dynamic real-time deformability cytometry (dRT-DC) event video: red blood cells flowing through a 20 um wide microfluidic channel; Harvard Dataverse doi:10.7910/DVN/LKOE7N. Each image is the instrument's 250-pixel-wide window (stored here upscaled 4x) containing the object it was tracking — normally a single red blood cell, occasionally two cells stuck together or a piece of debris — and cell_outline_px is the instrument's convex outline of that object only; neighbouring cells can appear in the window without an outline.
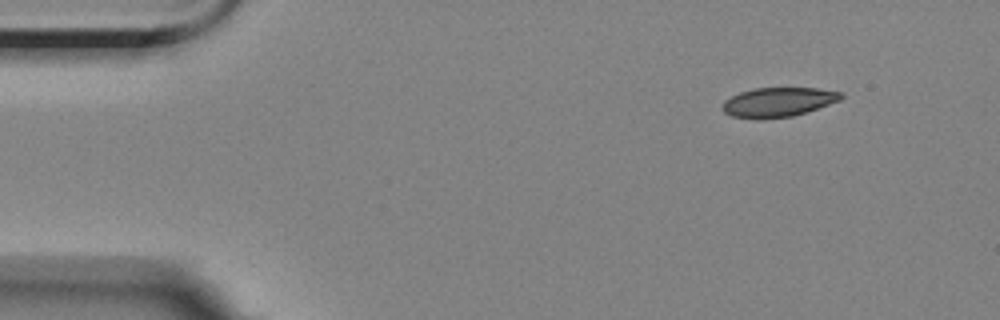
{"species": "Egyptian fruit bat (a non-hibernating species)", "species_latin": "Rousettus aegyptiacus", "temperature_condition": "room temperature", "stored_images_in_passage": 4, "camera_frame_rate_fps": 3000, "um_per_image_px": 0.085, "animal": {"sex": "female"}, "frame": {"image": 1, "passage_image": 1, "time_ms": 0.0, "image_size_px": [1000, 320], "cell_outline_px": [[844, 96], [840, 100], [792, 116], [756, 120], [732, 116], [724, 112], [720, 108], [724, 100], [740, 92], [752, 88], [816, 88], [844, 92]], "centroid_in_image_um": [66.1, 8.68], "position_along_channel_um": 18.9, "area_um2": 20.4}}
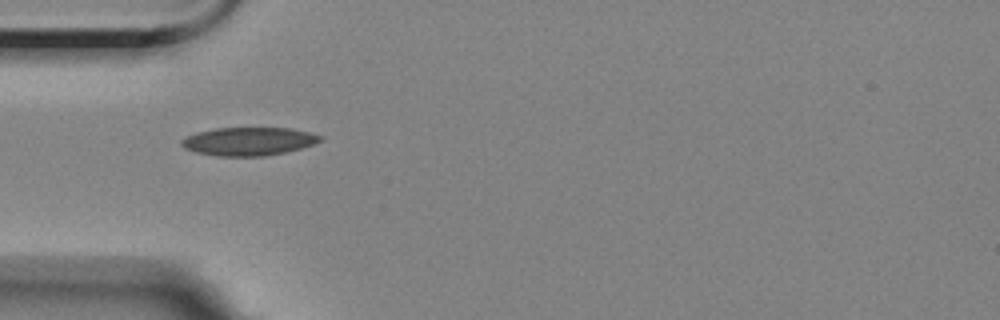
{"frame": {"image": 2, "passage_image": 4, "time_ms": 3.667, "image_size_px": [1000, 320], "cell_outline_px": [[324, 136], [320, 140], [312, 144], [300, 148], [284, 152], [264, 156], [216, 156], [196, 152], [184, 148], [180, 144], [180, 140], [196, 132], [216, 128], [292, 128], [312, 132]], "centroid_in_image_um": [21.12, 12.01], "position_along_channel_um": 63.9, "area_um2": 22.83}}